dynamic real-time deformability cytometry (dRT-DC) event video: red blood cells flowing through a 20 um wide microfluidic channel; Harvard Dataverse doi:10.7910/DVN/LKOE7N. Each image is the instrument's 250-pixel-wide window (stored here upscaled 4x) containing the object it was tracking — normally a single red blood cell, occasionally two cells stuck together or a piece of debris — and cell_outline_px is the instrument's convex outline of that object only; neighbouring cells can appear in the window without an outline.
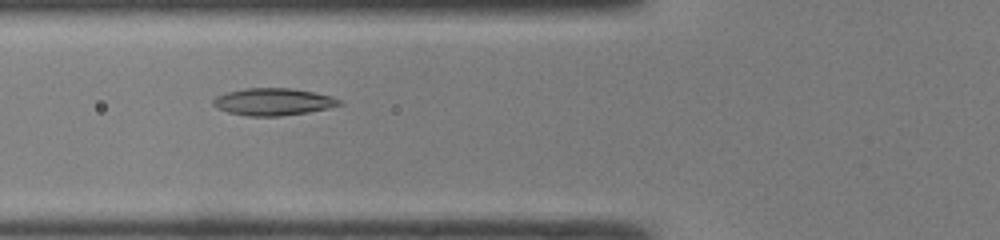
{"species": "common noctule bat (a hibernating species)", "species_latin": "Nyctalus noctula", "temperature_condition": "room temperature", "stored_images_in_passage": 33, "camera_frame_rate_fps": 3000, "um_per_image_px": 0.085, "animal": {"sex": "male", "body_mass_g": 19.0, "forearm_length_mm": 50.8}, "frame": {"image": 1, "passage_image": 4, "time_ms": 1.0, "image_size_px": [1000, 240], "cell_outline_px": [[344, 104], [328, 108], [308, 112], [280, 116], [248, 116], [228, 112], [216, 108], [212, 104], [212, 100], [216, 96], [228, 92], [244, 88], [292, 88], [312, 92], [328, 96], [340, 100]], "centroid_in_image_um": [23.18, 8.65], "position_along_channel_um": 102.6, "area_um2": 19.88}}
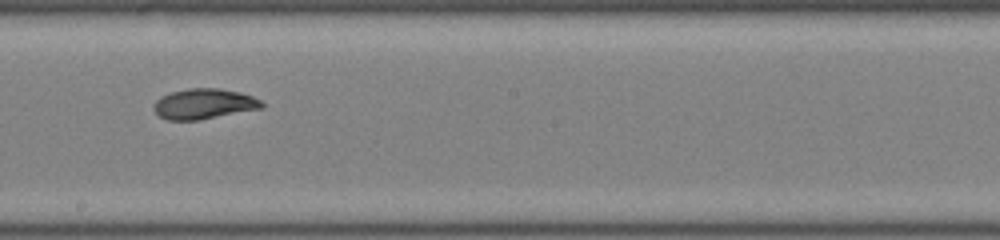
{"frame": {"image": 2, "passage_image": 13, "time_ms": 4.0, "image_size_px": [1000, 240], "cell_outline_px": [[264, 108], [200, 120], [168, 120], [160, 116], [152, 108], [156, 100], [160, 96], [172, 92], [188, 88], [220, 88], [240, 92], [252, 96], [260, 100], [264, 104]], "centroid_in_image_um": [17.35, 8.83], "position_along_channel_um": 230.9, "area_um2": 19.25}}
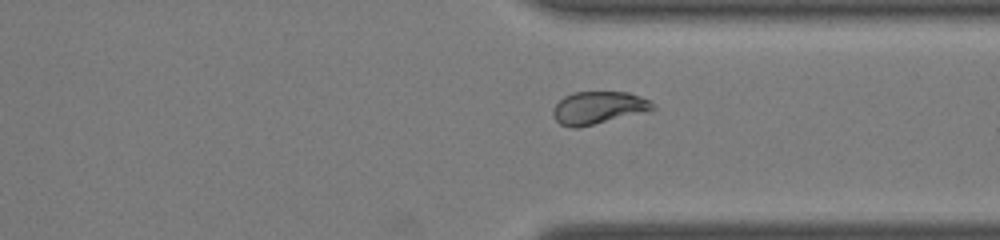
{"frame": {"image": 3, "passage_image": 22, "time_ms": 7.0, "image_size_px": [1000, 240], "cell_outline_px": [[656, 108], [652, 112], [576, 128], [572, 128], [560, 124], [556, 120], [552, 112], [552, 108], [564, 96], [572, 92], [628, 92], [640, 96], [656, 104]], "centroid_in_image_um": [50.92, 9.17], "position_along_channel_um": 360.5, "area_um2": 19.36}, "authors_computed_cell_mechanics": {"area_um2": 19.363, "velocity_mm_per_s": 4.2897, "shape_relaxation_time_tau1_ms": 4.7282, "shape_relaxation_time_tau2_ms": 1.8184, "deformation_change_tau1": 0.1781, "deformation_change_tau2": 0.0699}}